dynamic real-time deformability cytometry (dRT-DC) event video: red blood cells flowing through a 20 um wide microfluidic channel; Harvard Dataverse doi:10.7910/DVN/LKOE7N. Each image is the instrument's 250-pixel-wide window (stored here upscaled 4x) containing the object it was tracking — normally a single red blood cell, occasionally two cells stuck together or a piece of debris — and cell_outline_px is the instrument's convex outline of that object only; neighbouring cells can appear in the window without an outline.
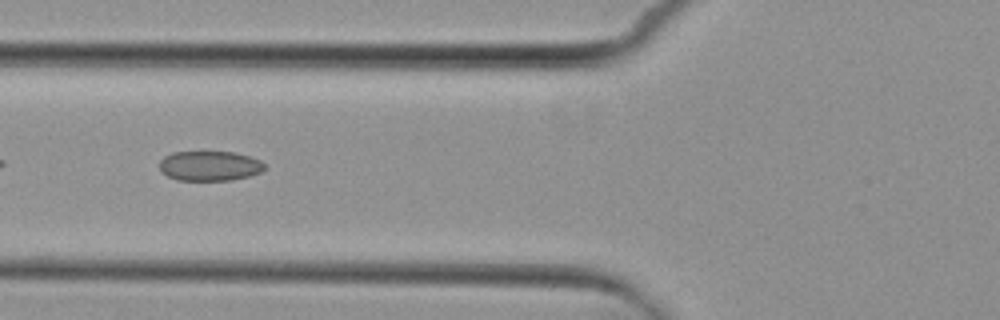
{"species": "common noctule bat (a hibernating species)", "species_latin": "Nyctalus noctula", "temperature_condition": "cold", "stored_images_in_passage": 9, "camera_frame_rate_fps": 3000, "um_per_image_px": 0.085, "animal": {"sex": "female", "body_mass_g": 29.2, "forearm_length_mm": 56.3}, "frame": {"image": 1, "passage_image": 7, "time_ms": 7.0, "image_size_px": [1000, 320], "cell_outline_px": [[264, 168], [260, 172], [248, 176], [232, 180], [176, 180], [160, 172], [160, 160], [164, 156], [172, 152], [236, 152], [260, 160], [264, 164]], "centroid_in_image_um": [17.79, 14.1], "position_along_channel_um": 108.0, "area_um2": 18.26}}
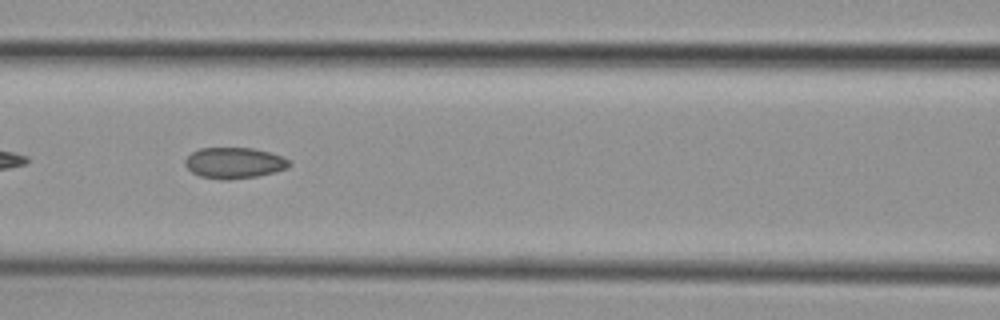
{"frame": {"image": 2, "passage_image": 8, "time_ms": 8.0, "image_size_px": [1000, 320], "cell_outline_px": [[292, 164], [288, 168], [276, 172], [256, 176], [228, 180], [220, 180], [200, 176], [192, 172], [184, 164], [184, 160], [192, 152], [200, 148], [252, 148], [268, 152], [280, 156], [288, 160]], "centroid_in_image_um": [19.9, 13.86], "position_along_channel_um": 146.7, "area_um2": 18.79}}
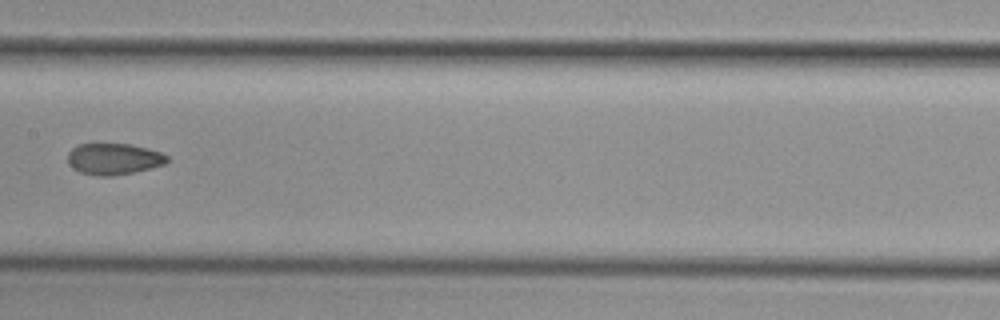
{"frame": {"image": 3, "passage_image": 9, "time_ms": 9.333, "image_size_px": [1000, 320], "cell_outline_px": [[168, 160], [164, 164], [132, 172], [112, 176], [96, 176], [80, 172], [68, 164], [68, 152], [72, 148], [80, 144], [132, 144], [148, 148], [160, 152], [168, 156]], "centroid_in_image_um": [9.65, 13.5], "position_along_channel_um": 197.8, "area_um2": 18.03}}